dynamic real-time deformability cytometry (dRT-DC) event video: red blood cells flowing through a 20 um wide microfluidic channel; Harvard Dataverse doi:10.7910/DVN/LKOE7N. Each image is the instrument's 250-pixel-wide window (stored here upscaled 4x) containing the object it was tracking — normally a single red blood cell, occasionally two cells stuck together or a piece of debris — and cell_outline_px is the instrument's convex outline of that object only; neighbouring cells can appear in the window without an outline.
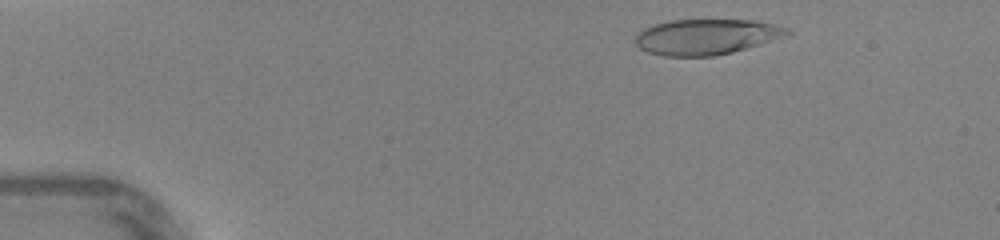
{"species": "human", "species_latin": "Homo sapiens", "temperature_condition": "warm", "stored_images_in_passage": 37, "camera_frame_rate_fps": 3000, "um_per_image_px": 0.085, "donor": {"sex": "female"}, "frame": {"image": 1, "passage_image": 4, "time_ms": 1.0, "image_size_px": [1000, 240], "cell_outline_px": [[792, 32], [784, 36], [748, 48], [732, 52], [712, 56], [664, 56], [648, 52], [640, 48], [636, 44], [636, 36], [644, 28], [656, 24], [672, 20], [756, 20], [776, 24], [788, 28]], "centroid_in_image_um": [60.06, 3.12], "position_along_channel_um": 24.9, "area_um2": 31.27}}
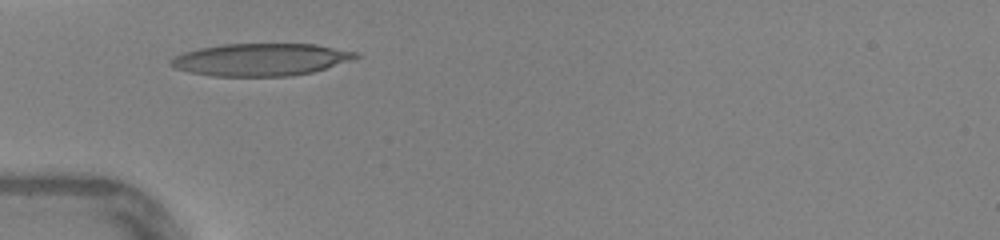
{"frame": {"image": 2, "passage_image": 12, "time_ms": 3.667, "image_size_px": [1000, 240], "cell_outline_px": [[360, 56], [352, 60], [312, 72], [292, 76], [212, 76], [188, 72], [176, 68], [168, 64], [168, 60], [184, 52], [200, 48], [224, 44], [316, 44], [356, 52]], "centroid_in_image_um": [22.15, 5.07], "position_along_channel_um": 62.9, "area_um2": 34.85}}
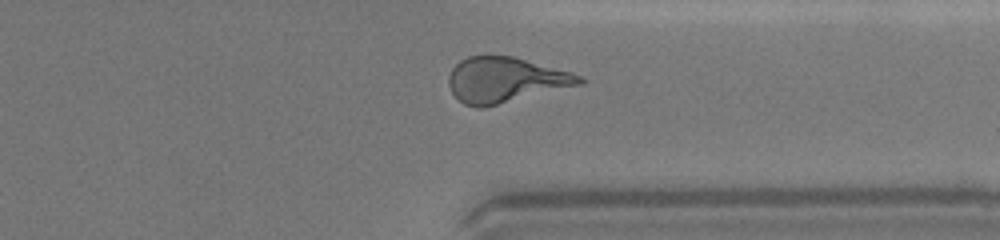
{"frame": {"image": 3, "passage_image": 33, "time_ms": 10.667, "image_size_px": [1000, 240], "cell_outline_px": [[584, 84], [480, 108], [476, 108], [464, 104], [452, 92], [448, 84], [448, 76], [452, 68], [460, 60], [468, 56], [512, 56], [568, 72], [580, 76], [584, 80]], "centroid_in_image_um": [42.91, 6.8], "position_along_channel_um": 368.5, "area_um2": 33.99}, "authors_computed_cell_mechanics": {"area_um2": 33.0038, "velocity_mm_per_s": 4.4059, "shape_relaxation_time_tau1_ms": 9.2386, "shape_relaxation_time_tau2_ms": 0.897, "deformation_change_tau1": 0.3427, "deformation_change_tau2": 0.1012}}